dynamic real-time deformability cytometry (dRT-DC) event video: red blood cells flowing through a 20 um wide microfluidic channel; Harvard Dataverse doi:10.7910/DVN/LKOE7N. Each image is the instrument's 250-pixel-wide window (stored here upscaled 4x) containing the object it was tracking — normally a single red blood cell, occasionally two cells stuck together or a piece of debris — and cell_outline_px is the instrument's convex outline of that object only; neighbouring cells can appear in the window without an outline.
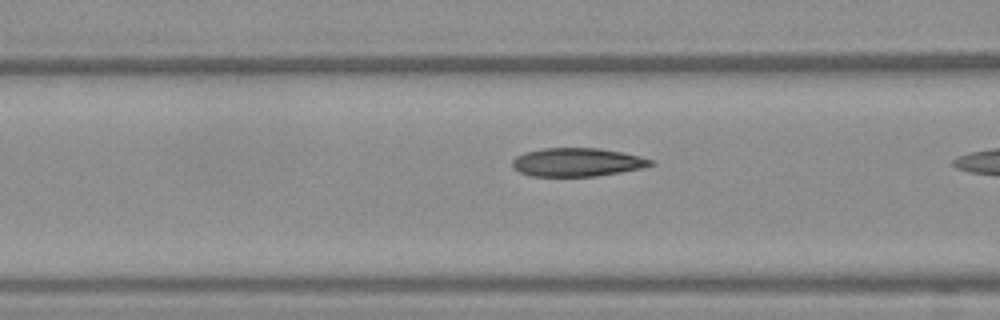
{"species": "Egyptian fruit bat (a non-hibernating species)", "species_latin": "Rousettus aegyptiacus", "temperature_condition": "warm", "stored_images_in_passage": 9, "camera_frame_rate_fps": 3000, "um_per_image_px": 0.085, "frame": {"image": 1, "passage_image": 8, "time_ms": 2.333, "image_size_px": [1000, 320], "cell_outline_px": [[652, 164], [640, 168], [620, 172], [596, 176], [532, 176], [520, 172], [512, 168], [512, 160], [516, 156], [524, 152], [544, 148], [600, 148], [624, 152], [640, 156], [652, 160]], "centroid_in_image_um": [49.02, 13.78], "position_along_channel_um": 117.6, "area_um2": 22.89}}